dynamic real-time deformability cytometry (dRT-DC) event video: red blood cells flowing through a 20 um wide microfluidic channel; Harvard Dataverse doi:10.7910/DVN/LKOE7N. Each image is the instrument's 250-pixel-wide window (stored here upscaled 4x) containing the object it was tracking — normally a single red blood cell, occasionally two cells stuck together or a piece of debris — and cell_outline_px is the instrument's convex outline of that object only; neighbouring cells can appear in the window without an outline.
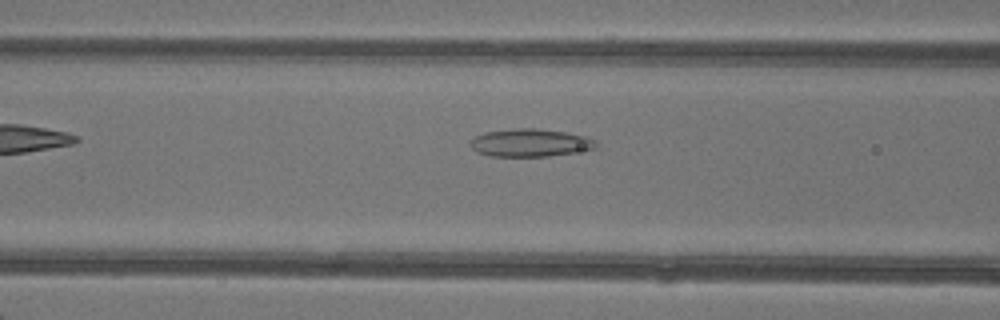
{"species": "common noctule bat (a hibernating species)", "species_latin": "Nyctalus noctula", "temperature_condition": "warm", "stored_images_in_passage": 8, "camera_frame_rate_fps": 3000, "um_per_image_px": 0.085, "animal": {"sex": "female"}, "frame": {"image": 1, "passage_image": 7, "time_ms": 8.333, "image_size_px": [1000, 320], "cell_outline_px": [[596, 148], [548, 156], [492, 156], [476, 152], [468, 144], [472, 136], [484, 132], [512, 128], [536, 128], [564, 132], [588, 136], [596, 140]], "centroid_in_image_um": [45.0, 12.12], "position_along_channel_um": 121.6, "area_um2": 20.52}}